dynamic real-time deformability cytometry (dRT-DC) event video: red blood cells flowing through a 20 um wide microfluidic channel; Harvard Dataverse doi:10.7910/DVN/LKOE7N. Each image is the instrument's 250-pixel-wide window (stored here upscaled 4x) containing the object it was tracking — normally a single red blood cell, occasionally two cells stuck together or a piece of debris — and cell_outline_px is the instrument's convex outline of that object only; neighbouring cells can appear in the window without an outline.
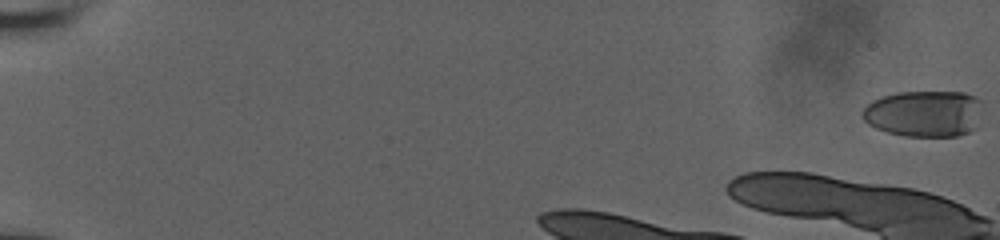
{"species": "human", "species_latin": "Homo sapiens", "temperature_condition": "room temperature", "stored_images_in_passage": 11, "segment_of_instrument_passage": [1, 2], "camera_frame_rate_fps": 3000, "um_per_image_px": 0.085, "donor": {"sex": "male"}, "frame": {"image": 1, "passage_image": 1, "time_ms": 0.0, "image_size_px": [1000, 240], "cell_outline_px": [[980, 100], [976, 128], [968, 132], [956, 136], [904, 136], [888, 132], [876, 128], [868, 124], [864, 120], [860, 112], [872, 100], [896, 92], [964, 92], [976, 96]], "centroid_in_image_um": [78.52, 9.65], "position_along_channel_um": 6.5, "area_um2": 32.43}}
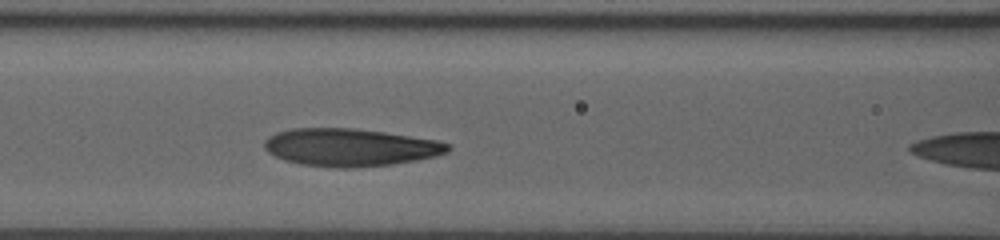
{"frame": {"image": 2, "passage_image": 10, "time_ms": 5.0, "image_size_px": [1000, 240], "cell_outline_px": [[452, 148], [448, 152], [436, 156], [416, 160], [392, 164], [356, 168], [336, 168], [300, 164], [284, 160], [268, 152], [264, 148], [264, 140], [268, 136], [276, 132], [292, 128], [356, 128], [384, 132], [436, 140], [448, 144]], "centroid_in_image_um": [29.74, 12.53], "position_along_channel_um": 136.9, "area_um2": 40.46}}